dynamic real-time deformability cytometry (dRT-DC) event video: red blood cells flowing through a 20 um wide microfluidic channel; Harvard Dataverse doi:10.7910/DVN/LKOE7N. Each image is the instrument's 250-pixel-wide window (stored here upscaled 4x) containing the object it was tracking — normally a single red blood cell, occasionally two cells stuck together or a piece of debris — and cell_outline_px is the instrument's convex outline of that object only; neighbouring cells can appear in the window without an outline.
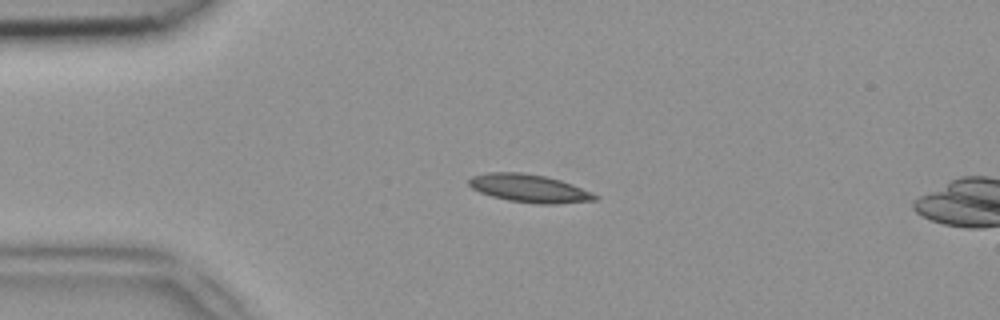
{"species": "common noctule bat (a hibernating species)", "species_latin": "Nyctalus noctula", "temperature_condition": "room temperature", "stored_images_in_passage": 11, "camera_frame_rate_fps": 3000, "um_per_image_px": 0.085, "animal": {"sex": "female", "body_mass_g": 18.4}, "frame": {"image": 1, "passage_image": 8, "time_ms": 2.333, "image_size_px": [1000, 320], "cell_outline_px": [[600, 196], [596, 200], [556, 204], [540, 204], [508, 200], [492, 196], [480, 192], [472, 188], [468, 184], [468, 180], [472, 176], [488, 172], [520, 172], [544, 176], [560, 180], [572, 184], [592, 192]], "centroid_in_image_um": [45.0, 16.01], "position_along_channel_um": 40.0, "area_um2": 20.52}}